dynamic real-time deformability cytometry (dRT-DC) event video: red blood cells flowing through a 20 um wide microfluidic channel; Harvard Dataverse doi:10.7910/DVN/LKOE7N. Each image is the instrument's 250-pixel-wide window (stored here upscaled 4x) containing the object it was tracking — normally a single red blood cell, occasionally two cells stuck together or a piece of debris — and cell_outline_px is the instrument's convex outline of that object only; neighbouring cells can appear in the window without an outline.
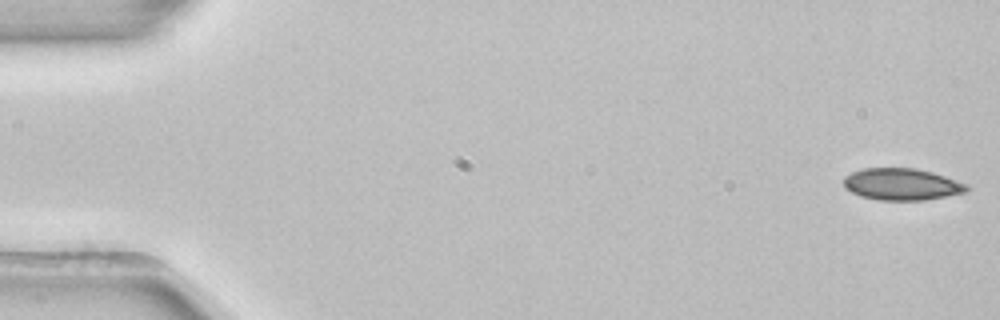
{"species": "common noctule bat (a hibernating species)", "species_latin": "Nyctalus noctula", "temperature_condition": "room temperature", "stored_images_in_passage": 52, "camera_frame_rate_fps": 3000, "um_per_image_px": 0.085, "animal": {"sex": "female", "body_mass_g": 22.7, "forearm_length_mm": 54.2}, "frame": {"image": 1, "passage_image": 1, "time_ms": 0.0, "image_size_px": [1000, 320], "cell_outline_px": [[968, 192], [924, 200], [876, 200], [860, 196], [852, 192], [844, 184], [844, 176], [852, 172], [864, 168], [916, 168], [932, 172], [968, 184]], "centroid_in_image_um": [76.67, 15.66], "position_along_channel_um": 8.3, "area_um2": 22.77}}
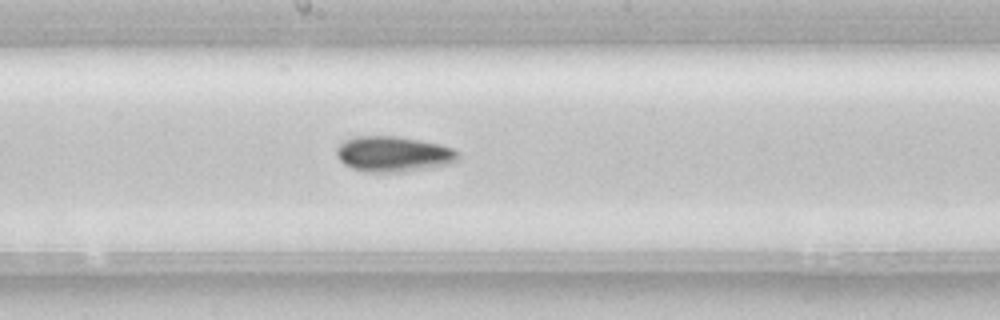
{"frame": {"image": 2, "passage_image": 28, "time_ms": 9.0, "image_size_px": [1000, 320], "cell_outline_px": [[460, 156], [456, 160], [448, 164], [432, 168], [396, 172], [364, 172], [352, 168], [344, 164], [336, 156], [336, 148], [340, 144], [356, 136], [396, 136], [420, 140], [440, 144], [452, 148]], "centroid_in_image_um": [33.43, 13.1], "position_along_channel_um": 214.8, "area_um2": 25.09}}
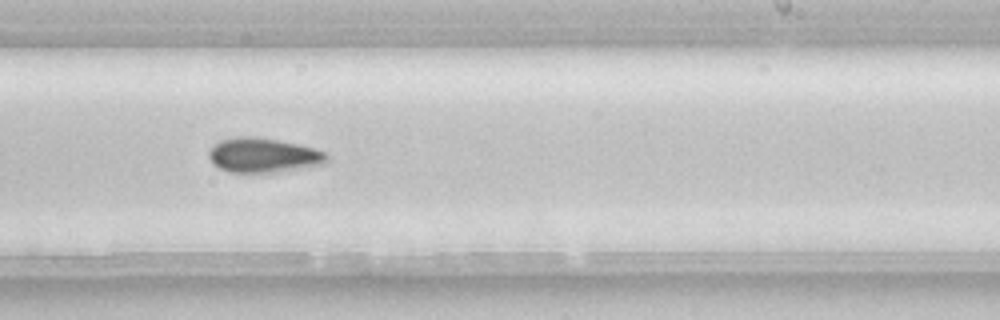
{"frame": {"image": 3, "passage_image": 32, "time_ms": 10.333, "image_size_px": [1000, 320], "cell_outline_px": [[328, 160], [324, 164], [276, 172], [228, 172], [212, 164], [208, 156], [208, 152], [212, 144], [220, 140], [236, 136], [256, 136], [300, 144], [316, 148], [324, 152], [328, 156]], "centroid_in_image_um": [22.35, 13.18], "position_along_channel_um": 266.7, "area_um2": 24.04}, "authors_computed_cell_mechanics": {"area_um2": 23.2645, "velocity_mm_per_s": 3.918, "shape_relaxation_time_tau1_ms": 2.4842, "shape_relaxation_time_tau2_ms": null, "deformation_change_tau1": 0.0539, "deformation_change_tau2": null}}